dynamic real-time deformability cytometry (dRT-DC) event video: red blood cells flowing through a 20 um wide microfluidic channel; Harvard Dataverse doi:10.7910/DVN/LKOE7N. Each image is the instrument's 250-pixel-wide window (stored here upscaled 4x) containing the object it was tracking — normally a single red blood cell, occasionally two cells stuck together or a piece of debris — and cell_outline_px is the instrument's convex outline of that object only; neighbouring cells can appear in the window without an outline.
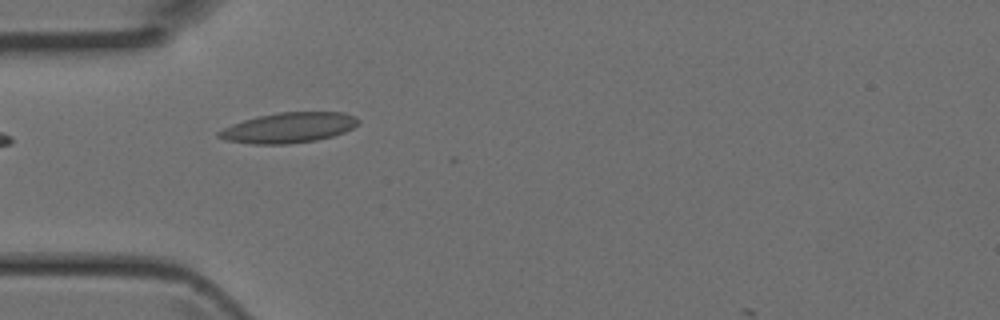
{"species": "Egyptian fruit bat (a non-hibernating species)", "species_latin": "Rousettus aegyptiacus", "temperature_condition": "room temperature", "stored_images_in_passage": 4, "camera_frame_rate_fps": 3000, "um_per_image_px": 0.085, "animal": {"sex": "female"}, "frame": {"image": 1, "passage_image": 3, "time_ms": 0.667, "image_size_px": [1000, 320], "cell_outline_px": [[360, 120], [352, 128], [344, 132], [332, 136], [316, 140], [288, 144], [252, 144], [224, 140], [216, 136], [216, 132], [232, 124], [244, 120], [260, 116], [280, 112], [344, 112], [356, 116]], "centroid_in_image_um": [24.53, 10.86], "position_along_channel_um": 60.5, "area_um2": 24.57}}
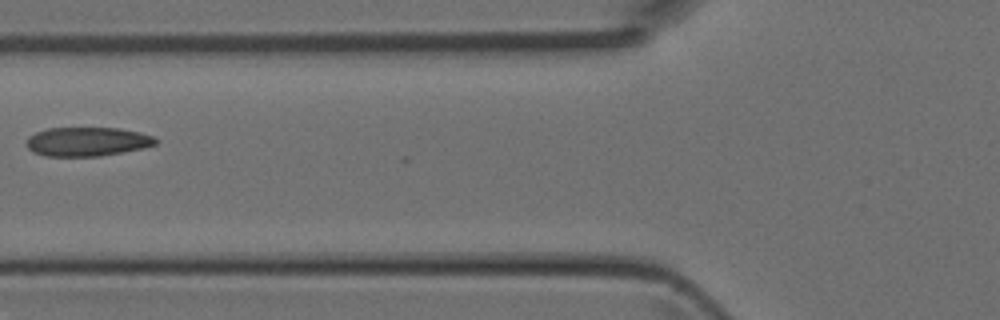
{"frame": {"image": 2, "passage_image": 4, "time_ms": 1.0, "image_size_px": [1000, 320], "cell_outline_px": [[160, 140], [156, 144], [144, 148], [124, 152], [100, 156], [48, 156], [32, 152], [28, 148], [28, 136], [36, 132], [48, 128], [120, 128], [140, 132], [152, 136]], "centroid_in_image_um": [7.46, 12.04], "position_along_channel_um": 118.3, "area_um2": 21.91}}